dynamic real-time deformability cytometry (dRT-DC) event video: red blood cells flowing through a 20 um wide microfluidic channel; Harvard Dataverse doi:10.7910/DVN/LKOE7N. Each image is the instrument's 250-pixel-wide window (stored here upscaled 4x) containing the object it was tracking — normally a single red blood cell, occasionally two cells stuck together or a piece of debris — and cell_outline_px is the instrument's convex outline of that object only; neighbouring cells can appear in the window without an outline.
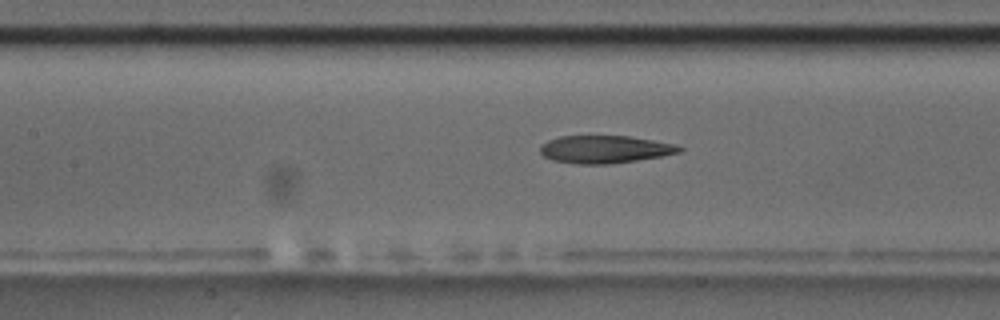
{"species": "common noctule bat (a hibernating species)", "species_latin": "Nyctalus noctula", "temperature_condition": "room temperature", "stored_images_in_passage": 53, "camera_frame_rate_fps": 3000, "um_per_image_px": 0.085, "animal": {"sex": "male", "body_mass_g": 17.5, "forearm_length_mm": 52.3}, "frame": {"image": 1, "passage_image": 25, "time_ms": 8.0, "image_size_px": [1000, 320], "cell_outline_px": [[684, 148], [680, 152], [660, 156], [612, 164], [576, 164], [552, 160], [544, 156], [540, 152], [540, 144], [548, 140], [560, 136], [628, 136], [676, 144]], "centroid_in_image_um": [51.38, 12.69], "position_along_channel_um": 156.0, "area_um2": 22.43}}
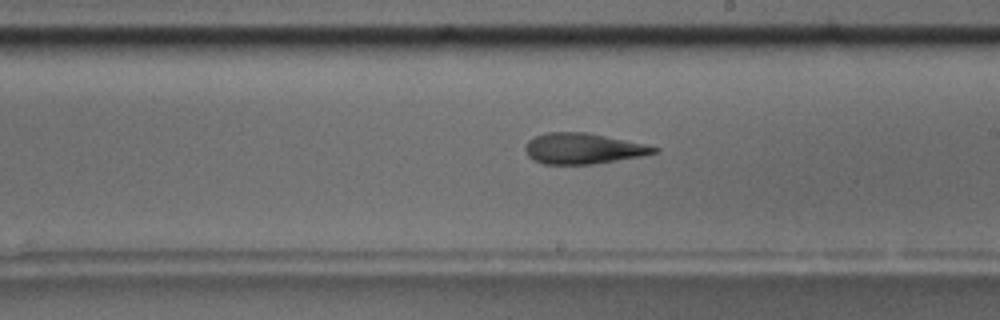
{"frame": {"image": 2, "passage_image": 32, "time_ms": 10.333, "image_size_px": [1000, 320], "cell_outline_px": [[660, 152], [640, 156], [592, 164], [544, 164], [532, 160], [528, 156], [524, 148], [524, 144], [528, 140], [544, 132], [588, 132], [644, 144], [660, 148]], "centroid_in_image_um": [49.52, 12.62], "position_along_channel_um": 239.5, "area_um2": 23.12}}
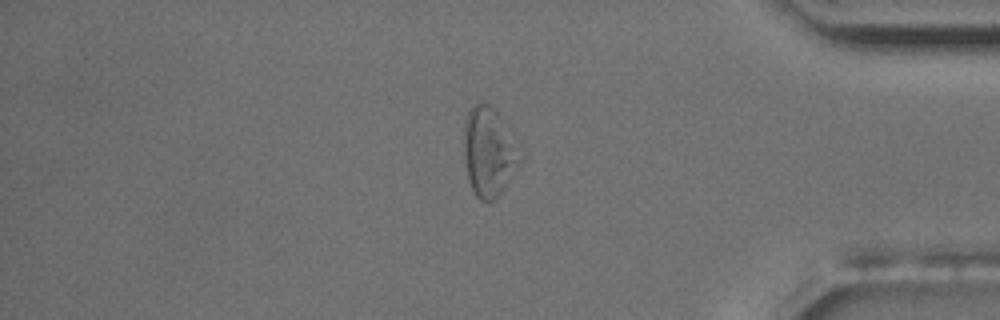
{"frame": {"image": 3, "passage_image": 47, "time_ms": 15.333, "image_size_px": [1000, 320], "cell_outline_px": [[528, 156], [508, 184], [492, 200], [480, 200], [476, 196], [468, 180], [464, 156], [464, 120], [472, 104], [476, 100], [480, 100], [488, 104], [500, 116]], "centroid_in_image_um": [41.63, 12.88], "position_along_channel_um": 393.6, "area_um2": 30.29}, "authors_computed_cell_mechanics": {"area_um2": 24.9696, "velocity_mm_per_s": 3.6016, "shape_relaxation_time_tau1_ms": null, "shape_relaxation_time_tau2_ms": 3.4758, "deformation_change_tau1": null, "deformation_change_tau2": 0.1389}}